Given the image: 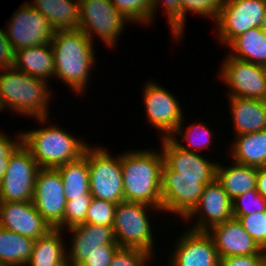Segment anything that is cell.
Returning <instances> with one entry per match:
<instances>
[{"label": "cell", "mask_w": 266, "mask_h": 266, "mask_svg": "<svg viewBox=\"0 0 266 266\" xmlns=\"http://www.w3.org/2000/svg\"><path fill=\"white\" fill-rule=\"evenodd\" d=\"M55 74L72 91L85 92L95 61L94 44L81 30H55L50 42ZM88 79V80H87Z\"/></svg>", "instance_id": "cell-1"}, {"label": "cell", "mask_w": 266, "mask_h": 266, "mask_svg": "<svg viewBox=\"0 0 266 266\" xmlns=\"http://www.w3.org/2000/svg\"><path fill=\"white\" fill-rule=\"evenodd\" d=\"M120 159L124 201L148 204L153 206L152 210L162 211V152L131 150L121 154Z\"/></svg>", "instance_id": "cell-2"}, {"label": "cell", "mask_w": 266, "mask_h": 266, "mask_svg": "<svg viewBox=\"0 0 266 266\" xmlns=\"http://www.w3.org/2000/svg\"><path fill=\"white\" fill-rule=\"evenodd\" d=\"M48 82L13 68L0 70V105L19 114L49 123L48 104L52 92Z\"/></svg>", "instance_id": "cell-3"}, {"label": "cell", "mask_w": 266, "mask_h": 266, "mask_svg": "<svg viewBox=\"0 0 266 266\" xmlns=\"http://www.w3.org/2000/svg\"><path fill=\"white\" fill-rule=\"evenodd\" d=\"M22 144L31 152L39 168L50 169L81 158L89 146L55 125L22 132Z\"/></svg>", "instance_id": "cell-4"}, {"label": "cell", "mask_w": 266, "mask_h": 266, "mask_svg": "<svg viewBox=\"0 0 266 266\" xmlns=\"http://www.w3.org/2000/svg\"><path fill=\"white\" fill-rule=\"evenodd\" d=\"M90 193L93 198L119 204L124 201L120 155L103 147H87Z\"/></svg>", "instance_id": "cell-5"}, {"label": "cell", "mask_w": 266, "mask_h": 266, "mask_svg": "<svg viewBox=\"0 0 266 266\" xmlns=\"http://www.w3.org/2000/svg\"><path fill=\"white\" fill-rule=\"evenodd\" d=\"M153 206L123 201L115 209L113 232L121 248H138L153 255L152 228L147 211Z\"/></svg>", "instance_id": "cell-6"}, {"label": "cell", "mask_w": 266, "mask_h": 266, "mask_svg": "<svg viewBox=\"0 0 266 266\" xmlns=\"http://www.w3.org/2000/svg\"><path fill=\"white\" fill-rule=\"evenodd\" d=\"M79 10V30L83 31L91 41L96 34L107 47H115L117 38L123 32L124 23L131 22L110 0H79Z\"/></svg>", "instance_id": "cell-7"}, {"label": "cell", "mask_w": 266, "mask_h": 266, "mask_svg": "<svg viewBox=\"0 0 266 266\" xmlns=\"http://www.w3.org/2000/svg\"><path fill=\"white\" fill-rule=\"evenodd\" d=\"M39 169L31 152L21 144L10 156L0 185V202L32 201Z\"/></svg>", "instance_id": "cell-8"}, {"label": "cell", "mask_w": 266, "mask_h": 266, "mask_svg": "<svg viewBox=\"0 0 266 266\" xmlns=\"http://www.w3.org/2000/svg\"><path fill=\"white\" fill-rule=\"evenodd\" d=\"M266 12V0H224L216 19L218 40L228 45L246 31L261 26Z\"/></svg>", "instance_id": "cell-9"}, {"label": "cell", "mask_w": 266, "mask_h": 266, "mask_svg": "<svg viewBox=\"0 0 266 266\" xmlns=\"http://www.w3.org/2000/svg\"><path fill=\"white\" fill-rule=\"evenodd\" d=\"M161 138L162 177L199 178V183H211L216 179L217 162H211L199 152L180 148L169 137Z\"/></svg>", "instance_id": "cell-10"}, {"label": "cell", "mask_w": 266, "mask_h": 266, "mask_svg": "<svg viewBox=\"0 0 266 266\" xmlns=\"http://www.w3.org/2000/svg\"><path fill=\"white\" fill-rule=\"evenodd\" d=\"M32 202L52 227L63 230L66 197L61 175L57 169L40 168L35 179Z\"/></svg>", "instance_id": "cell-11"}, {"label": "cell", "mask_w": 266, "mask_h": 266, "mask_svg": "<svg viewBox=\"0 0 266 266\" xmlns=\"http://www.w3.org/2000/svg\"><path fill=\"white\" fill-rule=\"evenodd\" d=\"M6 27V36L15 51L50 43L55 31L48 19L27 1L20 5Z\"/></svg>", "instance_id": "cell-12"}, {"label": "cell", "mask_w": 266, "mask_h": 266, "mask_svg": "<svg viewBox=\"0 0 266 266\" xmlns=\"http://www.w3.org/2000/svg\"><path fill=\"white\" fill-rule=\"evenodd\" d=\"M221 80L230 87L227 96L266 101V67L231 57L220 68Z\"/></svg>", "instance_id": "cell-13"}, {"label": "cell", "mask_w": 266, "mask_h": 266, "mask_svg": "<svg viewBox=\"0 0 266 266\" xmlns=\"http://www.w3.org/2000/svg\"><path fill=\"white\" fill-rule=\"evenodd\" d=\"M143 96L146 117L153 127L161 130L162 137H170L183 120L180 103L177 98L152 81L146 82Z\"/></svg>", "instance_id": "cell-14"}, {"label": "cell", "mask_w": 266, "mask_h": 266, "mask_svg": "<svg viewBox=\"0 0 266 266\" xmlns=\"http://www.w3.org/2000/svg\"><path fill=\"white\" fill-rule=\"evenodd\" d=\"M196 215L198 222L195 220L196 223L190 228L195 231H208L233 218V201L217 179L205 185L199 203L183 220H191Z\"/></svg>", "instance_id": "cell-15"}, {"label": "cell", "mask_w": 266, "mask_h": 266, "mask_svg": "<svg viewBox=\"0 0 266 266\" xmlns=\"http://www.w3.org/2000/svg\"><path fill=\"white\" fill-rule=\"evenodd\" d=\"M171 252L170 266H219L220 258L207 231L188 229Z\"/></svg>", "instance_id": "cell-16"}, {"label": "cell", "mask_w": 266, "mask_h": 266, "mask_svg": "<svg viewBox=\"0 0 266 266\" xmlns=\"http://www.w3.org/2000/svg\"><path fill=\"white\" fill-rule=\"evenodd\" d=\"M206 184L199 183V178L162 177V211L184 219L199 203Z\"/></svg>", "instance_id": "cell-17"}, {"label": "cell", "mask_w": 266, "mask_h": 266, "mask_svg": "<svg viewBox=\"0 0 266 266\" xmlns=\"http://www.w3.org/2000/svg\"><path fill=\"white\" fill-rule=\"evenodd\" d=\"M0 226L33 240L53 229L39 214L32 201L0 202Z\"/></svg>", "instance_id": "cell-18"}, {"label": "cell", "mask_w": 266, "mask_h": 266, "mask_svg": "<svg viewBox=\"0 0 266 266\" xmlns=\"http://www.w3.org/2000/svg\"><path fill=\"white\" fill-rule=\"evenodd\" d=\"M207 233L213 239L219 258L237 255L266 254L243 228L238 219L232 218L211 227Z\"/></svg>", "instance_id": "cell-19"}, {"label": "cell", "mask_w": 266, "mask_h": 266, "mask_svg": "<svg viewBox=\"0 0 266 266\" xmlns=\"http://www.w3.org/2000/svg\"><path fill=\"white\" fill-rule=\"evenodd\" d=\"M72 234V246L67 249V264L78 266L102 243H117L112 226L83 223L67 229Z\"/></svg>", "instance_id": "cell-20"}, {"label": "cell", "mask_w": 266, "mask_h": 266, "mask_svg": "<svg viewBox=\"0 0 266 266\" xmlns=\"http://www.w3.org/2000/svg\"><path fill=\"white\" fill-rule=\"evenodd\" d=\"M228 98L235 136L266 129V101L231 96Z\"/></svg>", "instance_id": "cell-21"}, {"label": "cell", "mask_w": 266, "mask_h": 266, "mask_svg": "<svg viewBox=\"0 0 266 266\" xmlns=\"http://www.w3.org/2000/svg\"><path fill=\"white\" fill-rule=\"evenodd\" d=\"M14 68L48 82L55 74L51 44L45 43L17 50Z\"/></svg>", "instance_id": "cell-22"}, {"label": "cell", "mask_w": 266, "mask_h": 266, "mask_svg": "<svg viewBox=\"0 0 266 266\" xmlns=\"http://www.w3.org/2000/svg\"><path fill=\"white\" fill-rule=\"evenodd\" d=\"M29 3L48 19L54 30L79 29V0H33Z\"/></svg>", "instance_id": "cell-23"}, {"label": "cell", "mask_w": 266, "mask_h": 266, "mask_svg": "<svg viewBox=\"0 0 266 266\" xmlns=\"http://www.w3.org/2000/svg\"><path fill=\"white\" fill-rule=\"evenodd\" d=\"M63 231L53 228L34 241L27 266H64L67 264V249L63 244Z\"/></svg>", "instance_id": "cell-24"}, {"label": "cell", "mask_w": 266, "mask_h": 266, "mask_svg": "<svg viewBox=\"0 0 266 266\" xmlns=\"http://www.w3.org/2000/svg\"><path fill=\"white\" fill-rule=\"evenodd\" d=\"M216 179L233 201L248 191L256 190L257 168L236 162L231 167H223L219 162L216 168Z\"/></svg>", "instance_id": "cell-25"}, {"label": "cell", "mask_w": 266, "mask_h": 266, "mask_svg": "<svg viewBox=\"0 0 266 266\" xmlns=\"http://www.w3.org/2000/svg\"><path fill=\"white\" fill-rule=\"evenodd\" d=\"M235 137L230 149L233 162L256 168L266 166V129Z\"/></svg>", "instance_id": "cell-26"}, {"label": "cell", "mask_w": 266, "mask_h": 266, "mask_svg": "<svg viewBox=\"0 0 266 266\" xmlns=\"http://www.w3.org/2000/svg\"><path fill=\"white\" fill-rule=\"evenodd\" d=\"M229 56L266 67V32L252 28L234 38L228 45Z\"/></svg>", "instance_id": "cell-27"}, {"label": "cell", "mask_w": 266, "mask_h": 266, "mask_svg": "<svg viewBox=\"0 0 266 266\" xmlns=\"http://www.w3.org/2000/svg\"><path fill=\"white\" fill-rule=\"evenodd\" d=\"M61 175L66 200L73 197H92L90 193L87 148L84 155L56 168Z\"/></svg>", "instance_id": "cell-28"}, {"label": "cell", "mask_w": 266, "mask_h": 266, "mask_svg": "<svg viewBox=\"0 0 266 266\" xmlns=\"http://www.w3.org/2000/svg\"><path fill=\"white\" fill-rule=\"evenodd\" d=\"M34 241L0 226V266H27Z\"/></svg>", "instance_id": "cell-29"}, {"label": "cell", "mask_w": 266, "mask_h": 266, "mask_svg": "<svg viewBox=\"0 0 266 266\" xmlns=\"http://www.w3.org/2000/svg\"><path fill=\"white\" fill-rule=\"evenodd\" d=\"M183 121L184 117L181 123L177 126V128L169 138H171L177 146L186 151H191L195 153L196 151H199L202 148L208 149L209 144L212 141L211 135H213V133L209 130L210 128L200 123L199 125H197L198 123L195 122V124L192 123V125H190L186 130L183 126ZM176 135H179L181 139L186 140L189 146H186L184 145V143L178 141Z\"/></svg>", "instance_id": "cell-30"}, {"label": "cell", "mask_w": 266, "mask_h": 266, "mask_svg": "<svg viewBox=\"0 0 266 266\" xmlns=\"http://www.w3.org/2000/svg\"><path fill=\"white\" fill-rule=\"evenodd\" d=\"M110 2L131 22L151 23L152 0H110Z\"/></svg>", "instance_id": "cell-31"}, {"label": "cell", "mask_w": 266, "mask_h": 266, "mask_svg": "<svg viewBox=\"0 0 266 266\" xmlns=\"http://www.w3.org/2000/svg\"><path fill=\"white\" fill-rule=\"evenodd\" d=\"M165 7V12L168 17V24L171 28V34L173 38H176V41L182 39L183 37V14H182V4L181 0H152L151 6V22L154 19V14L157 11V6L159 4Z\"/></svg>", "instance_id": "cell-32"}, {"label": "cell", "mask_w": 266, "mask_h": 266, "mask_svg": "<svg viewBox=\"0 0 266 266\" xmlns=\"http://www.w3.org/2000/svg\"><path fill=\"white\" fill-rule=\"evenodd\" d=\"M116 206V203L92 198L85 223L113 226Z\"/></svg>", "instance_id": "cell-33"}, {"label": "cell", "mask_w": 266, "mask_h": 266, "mask_svg": "<svg viewBox=\"0 0 266 266\" xmlns=\"http://www.w3.org/2000/svg\"><path fill=\"white\" fill-rule=\"evenodd\" d=\"M224 0H181L183 14V30L185 27L186 13L192 12L200 17H209L212 20L218 18Z\"/></svg>", "instance_id": "cell-34"}, {"label": "cell", "mask_w": 266, "mask_h": 266, "mask_svg": "<svg viewBox=\"0 0 266 266\" xmlns=\"http://www.w3.org/2000/svg\"><path fill=\"white\" fill-rule=\"evenodd\" d=\"M262 250L266 251V215L265 212L244 216H233Z\"/></svg>", "instance_id": "cell-35"}, {"label": "cell", "mask_w": 266, "mask_h": 266, "mask_svg": "<svg viewBox=\"0 0 266 266\" xmlns=\"http://www.w3.org/2000/svg\"><path fill=\"white\" fill-rule=\"evenodd\" d=\"M266 199L256 190H251L233 200V216L265 212Z\"/></svg>", "instance_id": "cell-36"}, {"label": "cell", "mask_w": 266, "mask_h": 266, "mask_svg": "<svg viewBox=\"0 0 266 266\" xmlns=\"http://www.w3.org/2000/svg\"><path fill=\"white\" fill-rule=\"evenodd\" d=\"M93 197H73L67 200L64 213V228L69 229L85 223L87 210Z\"/></svg>", "instance_id": "cell-37"}, {"label": "cell", "mask_w": 266, "mask_h": 266, "mask_svg": "<svg viewBox=\"0 0 266 266\" xmlns=\"http://www.w3.org/2000/svg\"><path fill=\"white\" fill-rule=\"evenodd\" d=\"M152 254L138 248H120L113 256L109 266H145Z\"/></svg>", "instance_id": "cell-38"}, {"label": "cell", "mask_w": 266, "mask_h": 266, "mask_svg": "<svg viewBox=\"0 0 266 266\" xmlns=\"http://www.w3.org/2000/svg\"><path fill=\"white\" fill-rule=\"evenodd\" d=\"M121 247L118 243H102L78 266H109L113 256Z\"/></svg>", "instance_id": "cell-39"}, {"label": "cell", "mask_w": 266, "mask_h": 266, "mask_svg": "<svg viewBox=\"0 0 266 266\" xmlns=\"http://www.w3.org/2000/svg\"><path fill=\"white\" fill-rule=\"evenodd\" d=\"M17 137L13 140L4 132H0V185L7 170L10 156L22 144V132Z\"/></svg>", "instance_id": "cell-40"}, {"label": "cell", "mask_w": 266, "mask_h": 266, "mask_svg": "<svg viewBox=\"0 0 266 266\" xmlns=\"http://www.w3.org/2000/svg\"><path fill=\"white\" fill-rule=\"evenodd\" d=\"M219 266H266V254L227 256L220 258Z\"/></svg>", "instance_id": "cell-41"}, {"label": "cell", "mask_w": 266, "mask_h": 266, "mask_svg": "<svg viewBox=\"0 0 266 266\" xmlns=\"http://www.w3.org/2000/svg\"><path fill=\"white\" fill-rule=\"evenodd\" d=\"M16 51L9 42L6 31L0 28V70L13 68Z\"/></svg>", "instance_id": "cell-42"}, {"label": "cell", "mask_w": 266, "mask_h": 266, "mask_svg": "<svg viewBox=\"0 0 266 266\" xmlns=\"http://www.w3.org/2000/svg\"><path fill=\"white\" fill-rule=\"evenodd\" d=\"M256 191L266 199V166L257 168Z\"/></svg>", "instance_id": "cell-43"}, {"label": "cell", "mask_w": 266, "mask_h": 266, "mask_svg": "<svg viewBox=\"0 0 266 266\" xmlns=\"http://www.w3.org/2000/svg\"><path fill=\"white\" fill-rule=\"evenodd\" d=\"M260 28L266 32V12H265Z\"/></svg>", "instance_id": "cell-44"}]
</instances>
